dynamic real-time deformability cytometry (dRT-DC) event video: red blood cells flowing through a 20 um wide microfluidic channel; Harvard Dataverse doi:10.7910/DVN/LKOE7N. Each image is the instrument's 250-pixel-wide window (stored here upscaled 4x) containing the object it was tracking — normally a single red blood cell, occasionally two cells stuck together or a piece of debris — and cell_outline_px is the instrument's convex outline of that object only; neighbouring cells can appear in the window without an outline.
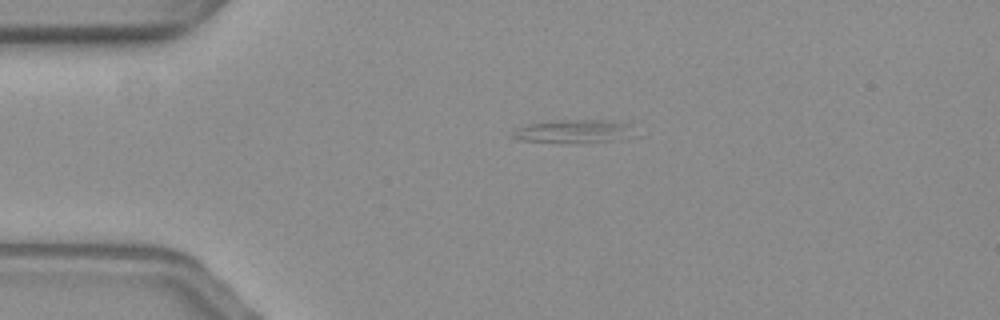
{"species": "common noctule bat (a hibernating species)", "species_latin": "Nyctalus noctula", "temperature_condition": "warm", "stored_images_in_passage": 6, "camera_frame_rate_fps": 3000, "um_per_image_px": 0.085, "animal": {"sex": "female", "body_mass_g": 19.3, "forearm_length_mm": 54.1}, "frame": {"image": 1, "passage_image": 1, "time_ms": 0.0, "image_size_px": [1000, 320], "cell_outline_px": [[640, 136], [612, 140], [520, 140], [512, 136], [512, 132], [516, 128], [528, 124], [560, 120], [608, 120], [628, 124]], "centroid_in_image_um": [48.87, 11.11], "position_along_channel_um": 36.1, "area_um2": 15.55}}